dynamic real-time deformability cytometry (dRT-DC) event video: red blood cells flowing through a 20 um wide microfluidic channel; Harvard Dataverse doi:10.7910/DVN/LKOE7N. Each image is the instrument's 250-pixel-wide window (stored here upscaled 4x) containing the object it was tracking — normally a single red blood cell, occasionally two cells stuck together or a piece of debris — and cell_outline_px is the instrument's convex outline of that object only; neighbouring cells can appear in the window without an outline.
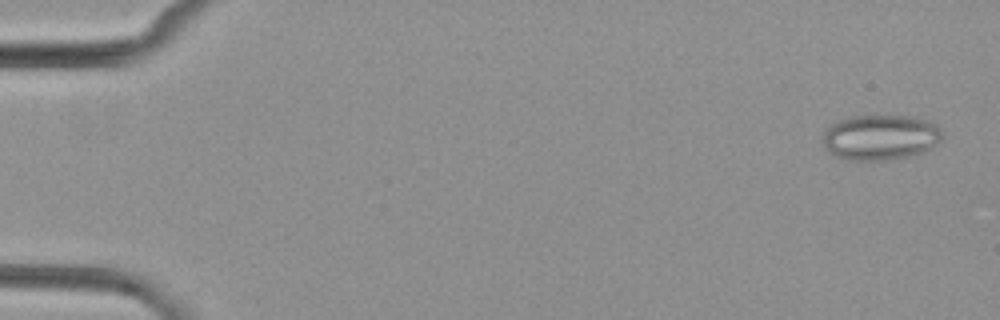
{"species": "common noctule bat (a hibernating species)", "species_latin": "Nyctalus noctula", "temperature_condition": "cold", "stored_images_in_passage": 5, "camera_frame_rate_fps": 3000, "um_per_image_px": 0.085, "animal": {"sex": "female", "body_mass_g": 29.2, "forearm_length_mm": 56.3}, "frame": {"image": 1, "passage_image": 1, "time_ms": 0.0, "image_size_px": [1000, 320], "cell_outline_px": [[940, 140], [936, 144], [924, 152], [908, 156], [888, 160], [844, 160], [828, 152], [824, 144], [824, 132], [832, 124], [848, 116], [876, 112], [912, 116], [928, 120], [936, 124], [940, 128]], "centroid_in_image_um": [74.82, 11.62], "position_along_channel_um": 10.2, "area_um2": 32.43}}